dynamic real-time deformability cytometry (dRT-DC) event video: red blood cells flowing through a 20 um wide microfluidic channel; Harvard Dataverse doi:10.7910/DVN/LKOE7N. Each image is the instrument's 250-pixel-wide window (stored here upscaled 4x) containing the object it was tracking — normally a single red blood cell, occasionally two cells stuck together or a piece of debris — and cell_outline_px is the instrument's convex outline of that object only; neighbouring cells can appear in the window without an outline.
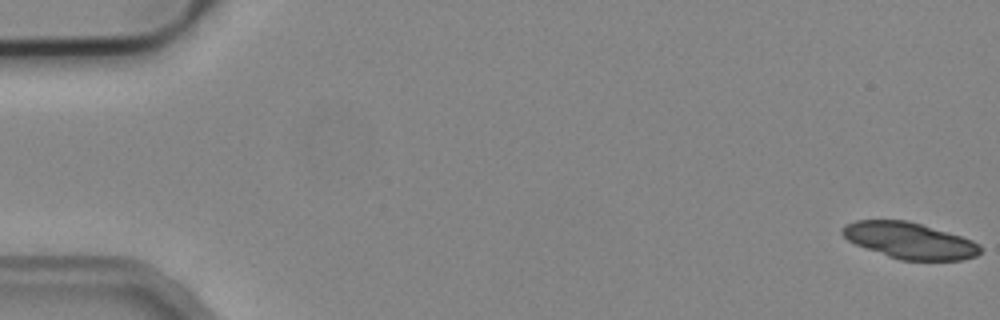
{"species": "common noctule bat (a hibernating species)", "species_latin": "Nyctalus noctula", "temperature_condition": "cold", "stored_images_in_passage": 55, "segment_of_instrument_passage": [1, 2], "camera_frame_rate_fps": 3000, "um_per_image_px": 0.085, "animal": {"sex": "male", "body_mass_g": 19.2, "forearm_length_mm": 51.8}, "frame": {"image": 1, "passage_image": 1, "time_ms": 0.0, "image_size_px": [1000, 320], "cell_outline_px": [[980, 252], [976, 256], [960, 260], [900, 260], [888, 256], [856, 244], [848, 240], [840, 232], [844, 224], [856, 220], [908, 220], [960, 236], [972, 240], [980, 244]], "centroid_in_image_um": [77.3, 20.44], "position_along_channel_um": 7.7, "area_um2": 28.9}}